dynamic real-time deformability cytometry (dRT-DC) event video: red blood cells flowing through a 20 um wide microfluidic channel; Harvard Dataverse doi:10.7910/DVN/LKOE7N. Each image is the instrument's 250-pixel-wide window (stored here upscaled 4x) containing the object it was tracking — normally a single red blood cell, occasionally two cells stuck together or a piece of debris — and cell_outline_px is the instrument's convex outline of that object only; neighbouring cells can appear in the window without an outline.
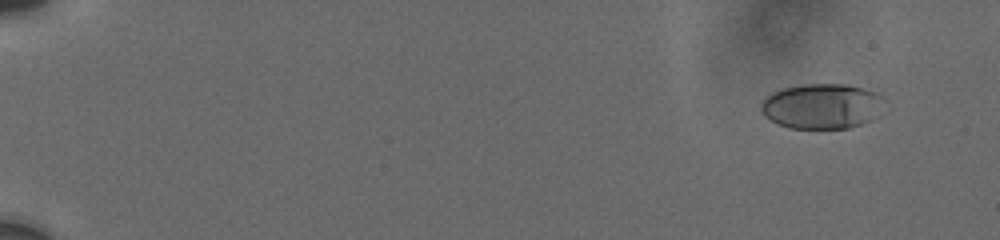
{"species": "human", "species_latin": "Homo sapiens", "temperature_condition": "cold", "stored_images_in_passage": 9, "camera_frame_rate_fps": 3000, "um_per_image_px": 0.085, "donor": {"sex": "male"}, "frame": {"image": 1, "passage_image": 3, "time_ms": 1.333, "image_size_px": [1000, 240], "cell_outline_px": [[892, 108], [880, 116], [872, 120], [848, 128], [788, 128], [776, 124], [764, 116], [760, 108], [760, 104], [764, 96], [780, 88], [800, 84], [848, 84], [876, 92], [884, 96], [892, 104]], "centroid_in_image_um": [69.98, 9.02], "position_along_channel_um": 15.0, "area_um2": 33.99}}
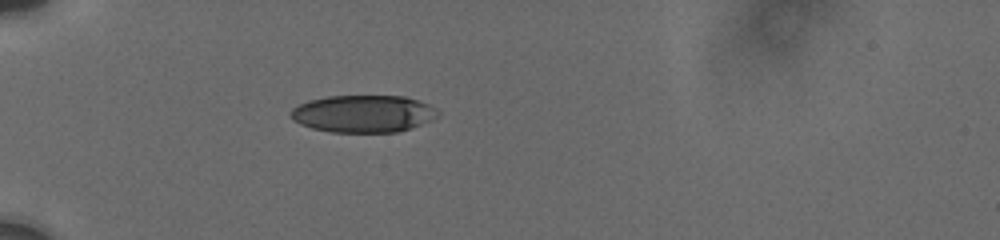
{"frame": {"image": 2, "passage_image": 9, "time_ms": 6.333, "image_size_px": [1000, 240], "cell_outline_px": [[440, 116], [432, 120], [412, 128], [400, 132], [332, 132], [312, 128], [300, 124], [292, 120], [288, 116], [292, 108], [308, 100], [328, 96], [404, 96], [420, 100], [436, 108], [440, 112]], "centroid_in_image_um": [30.9, 9.67], "position_along_channel_um": 54.1, "area_um2": 32.37}}